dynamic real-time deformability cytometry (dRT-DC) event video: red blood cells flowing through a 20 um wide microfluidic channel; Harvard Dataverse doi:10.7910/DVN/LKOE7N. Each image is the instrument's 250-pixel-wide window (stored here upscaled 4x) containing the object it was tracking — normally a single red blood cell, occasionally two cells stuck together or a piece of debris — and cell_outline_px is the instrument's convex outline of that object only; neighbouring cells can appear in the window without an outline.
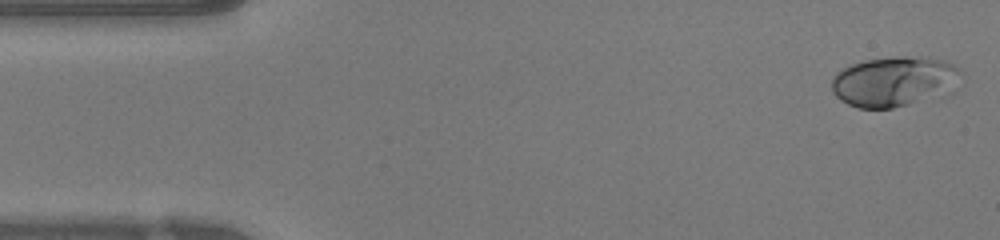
{"species": "human", "species_latin": "Homo sapiens", "temperature_condition": "warm", "stored_images_in_passage": 11, "camera_frame_rate_fps": 3000, "um_per_image_px": 0.085, "donor": {"sex": "female"}, "frame": {"image": 1, "passage_image": 1, "time_ms": 0.0, "image_size_px": [1000, 240], "cell_outline_px": [[964, 84], [956, 92], [948, 96], [892, 108], [856, 108], [840, 100], [832, 92], [832, 76], [836, 72], [852, 64], [864, 60], [896, 56], [928, 56], [944, 60], [960, 68], [964, 72]], "centroid_in_image_um": [76.18, 6.93], "position_along_channel_um": 8.8, "area_um2": 39.59}}